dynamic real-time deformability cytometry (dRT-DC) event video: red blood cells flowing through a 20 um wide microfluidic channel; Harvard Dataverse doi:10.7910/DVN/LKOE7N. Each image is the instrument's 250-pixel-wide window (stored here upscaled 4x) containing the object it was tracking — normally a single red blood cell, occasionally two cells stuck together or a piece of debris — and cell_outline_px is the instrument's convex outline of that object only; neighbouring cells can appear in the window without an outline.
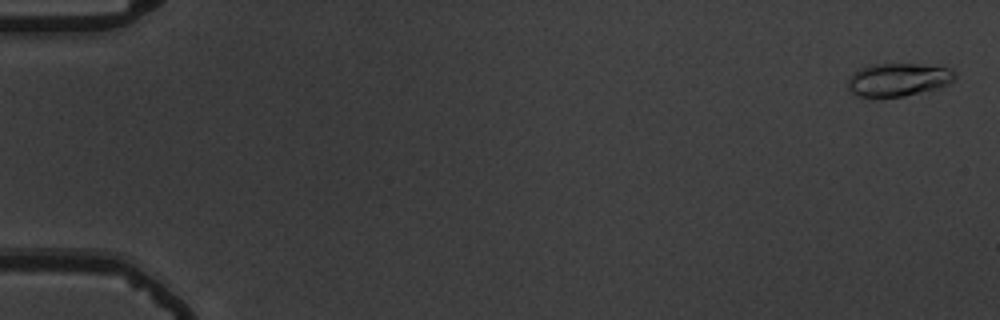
{"species": "common noctule bat (a hibernating species)", "species_latin": "Nyctalus noctula", "temperature_condition": "warm", "stored_images_in_passage": 57, "camera_frame_rate_fps": 3000, "um_per_image_px": 0.085, "animal": {"sex": "male", "body_mass_g": 19.5, "forearm_length_mm": 54.6}, "frame": {"image": 1, "passage_image": 2, "time_ms": 0.333, "image_size_px": [1000, 320], "cell_outline_px": [[956, 76], [948, 84], [936, 88], [904, 96], [880, 100], [856, 96], [848, 88], [848, 80], [860, 68], [876, 64], [916, 64], [952, 68], [956, 72]], "centroid_in_image_um": [76.33, 6.81], "position_along_channel_um": 8.7, "area_um2": 20.92}}
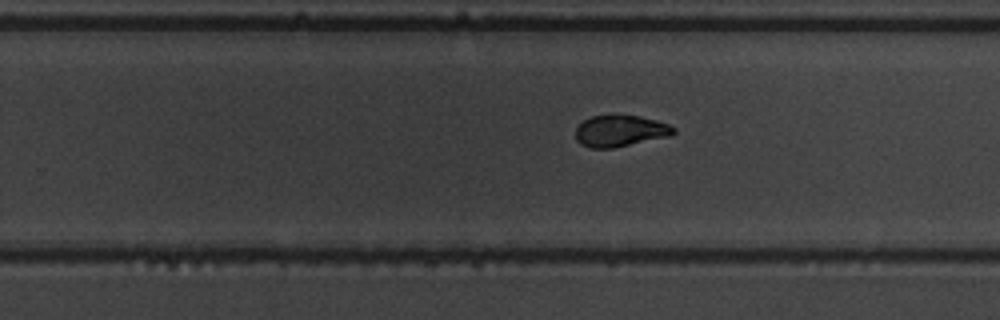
{"frame": {"image": 2, "passage_image": 37, "time_ms": 12.0, "image_size_px": [1000, 320], "cell_outline_px": [[676, 132], [672, 136], [612, 148], [592, 148], [580, 144], [576, 140], [576, 128], [584, 120], [592, 116], [640, 116], [656, 120], [668, 124], [676, 128]], "centroid_in_image_um": [52.75, 11.14], "position_along_channel_um": 277.1, "area_um2": 17.86}}
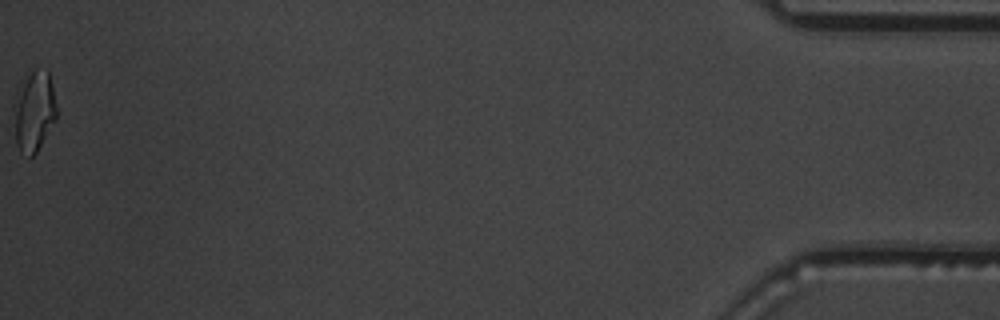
{"frame": {"image": 3, "passage_image": 57, "time_ms": 18.667, "image_size_px": [1000, 320], "cell_outline_px": [[56, 120], [36, 152], [32, 156], [28, 156], [20, 152], [16, 144], [12, 108], [12, 104], [20, 80], [28, 68], [48, 68], [56, 104]], "centroid_in_image_um": [2.85, 9.35], "position_along_channel_um": 432.4, "area_um2": 21.04}, "authors_computed_cell_mechanics": {"area_um2": 18.7272, "velocity_mm_per_s": 3.6957, "shape_relaxation_time_tau1_ms": 6.283, "shape_relaxation_time_tau2_ms": 1.5677, "deformation_change_tau1": 0.1921, "deformation_change_tau2": 0.0722}}